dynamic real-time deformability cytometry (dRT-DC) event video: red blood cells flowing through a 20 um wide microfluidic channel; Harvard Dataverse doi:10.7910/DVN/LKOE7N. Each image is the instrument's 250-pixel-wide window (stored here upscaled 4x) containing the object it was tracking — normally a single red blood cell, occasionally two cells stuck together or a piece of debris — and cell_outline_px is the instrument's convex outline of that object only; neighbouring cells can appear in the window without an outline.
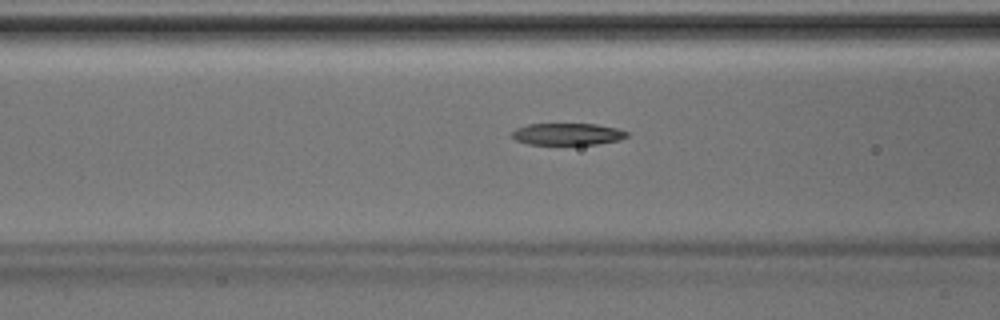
{"species": "Egyptian fruit bat (a non-hibernating species)", "species_latin": "Rousettus aegyptiacus", "temperature_condition": "room temperature", "stored_images_in_passage": 36, "camera_frame_rate_fps": 3000, "um_per_image_px": 0.085, "animal": {"sex": "male"}, "frame": {"image": 1, "passage_image": 9, "time_ms": 2.667, "image_size_px": [1000, 320], "cell_outline_px": [[628, 136], [620, 140], [596, 144], [528, 144], [516, 140], [512, 136], [512, 132], [516, 128], [528, 124], [596, 124], [616, 128], [628, 132]], "centroid_in_image_um": [48.24, 11.39], "position_along_channel_um": 118.4, "area_um2": 14.57}}
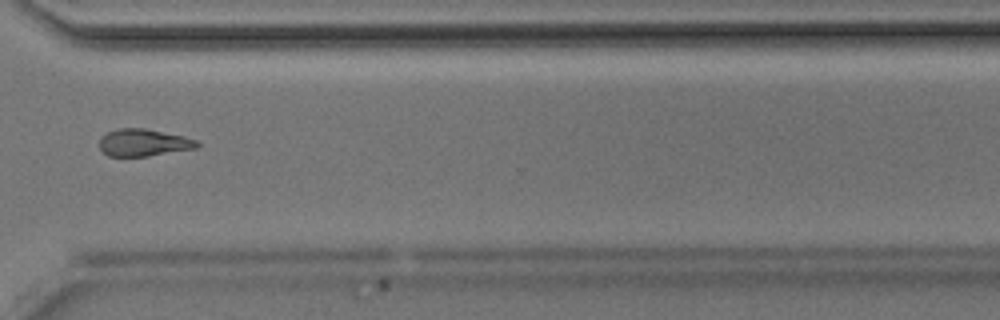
{"frame": {"image": 2, "passage_image": 25, "time_ms": 8.0, "image_size_px": [1000, 320], "cell_outline_px": [[200, 144], [196, 148], [148, 156], [108, 156], [100, 148], [100, 136], [108, 132], [120, 128], [144, 128], [184, 136], [196, 140]], "centroid_in_image_um": [12.2, 12.12], "position_along_channel_um": 358.4, "area_um2": 15.37}}
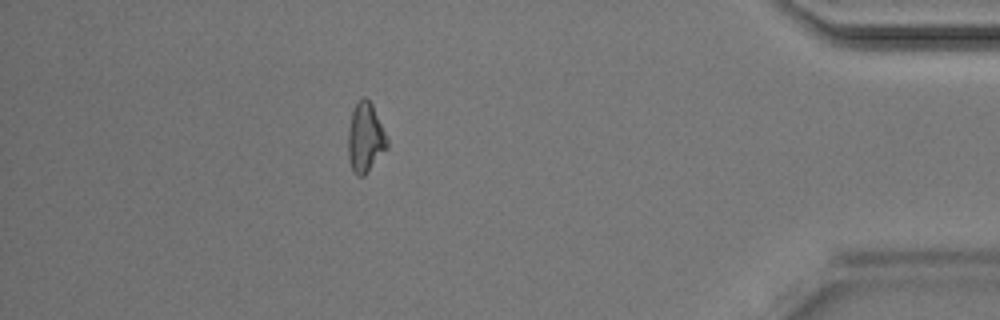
{"frame": {"image": 3, "passage_image": 31, "time_ms": 10.0, "image_size_px": [1000, 320], "cell_outline_px": [[388, 148], [364, 176], [356, 176], [352, 172], [348, 160], [348, 128], [352, 112], [356, 104], [364, 96], [372, 104], [388, 140]], "centroid_in_image_um": [31.04, 11.76], "position_along_channel_um": 404.2, "area_um2": 15.84}}